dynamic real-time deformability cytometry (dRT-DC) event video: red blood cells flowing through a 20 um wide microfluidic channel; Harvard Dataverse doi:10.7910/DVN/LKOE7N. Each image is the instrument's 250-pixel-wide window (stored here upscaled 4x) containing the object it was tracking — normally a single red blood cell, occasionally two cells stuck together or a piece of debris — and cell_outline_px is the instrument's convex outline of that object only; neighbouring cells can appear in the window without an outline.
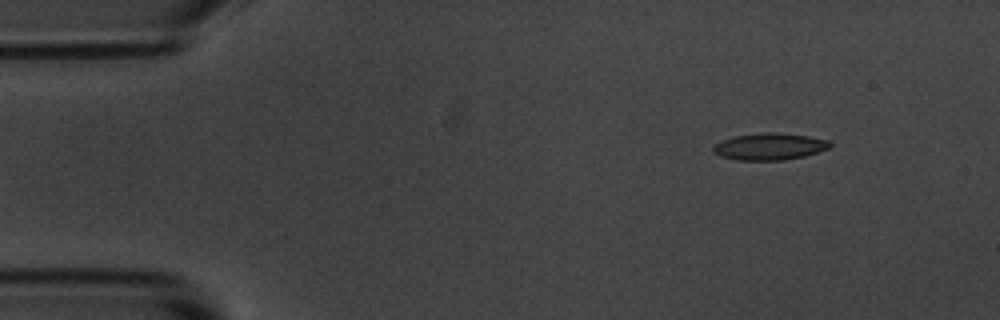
{"species": "common noctule bat (a hibernating species)", "species_latin": "Nyctalus noctula", "temperature_condition": "room temperature", "stored_images_in_passage": 5, "camera_frame_rate_fps": 3000, "um_per_image_px": 0.085, "animal": {"sex": "male", "body_mass_g": 20.1, "forearm_length_mm": 53.5}, "frame": {"image": 1, "passage_image": 1, "time_ms": 0.0, "image_size_px": [1000, 320], "cell_outline_px": [[832, 144], [828, 148], [804, 156], [784, 160], [736, 160], [720, 156], [712, 152], [712, 144], [720, 140], [732, 136], [760, 132], [776, 132], [808, 136], [828, 140]], "centroid_in_image_um": [65.32, 12.44], "position_along_channel_um": 19.7, "area_um2": 18.5}}
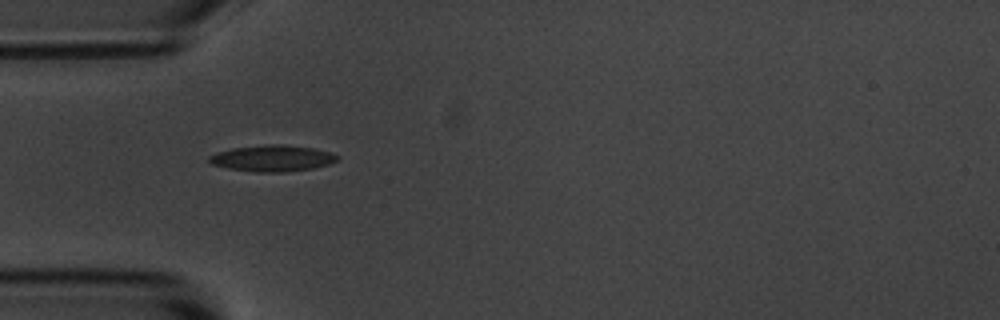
{"frame": {"image": 2, "passage_image": 4, "time_ms": 3.333, "image_size_px": [1000, 320], "cell_outline_px": [[340, 156], [336, 160], [328, 164], [312, 168], [284, 172], [256, 172], [228, 168], [212, 164], [208, 160], [208, 156], [216, 152], [232, 148], [268, 144], [280, 144], [312, 148], [332, 152]], "centroid_in_image_um": [23.13, 13.45], "position_along_channel_um": 61.9, "area_um2": 19.54}}